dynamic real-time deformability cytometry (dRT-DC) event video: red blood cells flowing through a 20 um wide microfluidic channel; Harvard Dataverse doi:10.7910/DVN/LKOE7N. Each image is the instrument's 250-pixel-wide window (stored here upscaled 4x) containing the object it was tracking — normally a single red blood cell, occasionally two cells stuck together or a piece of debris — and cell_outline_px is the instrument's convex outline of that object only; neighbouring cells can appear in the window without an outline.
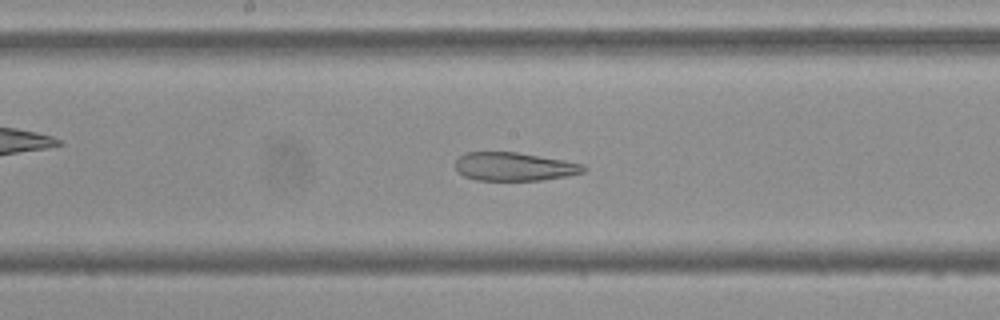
{"species": "Egyptian fruit bat (a non-hibernating species)", "species_latin": "Rousettus aegyptiacus", "temperature_condition": "cold", "stored_images_in_passage": 54, "camera_frame_rate_fps": 3000, "um_per_image_px": 0.085, "frame": {"image": 1, "passage_image": 27, "time_ms": 8.667, "image_size_px": [1000, 320], "cell_outline_px": [[588, 168], [584, 172], [568, 176], [540, 180], [476, 180], [464, 176], [456, 172], [456, 160], [464, 152], [516, 152], [564, 160], [584, 164]], "centroid_in_image_um": [43.72, 14.16], "position_along_channel_um": 204.5, "area_um2": 21.33}}
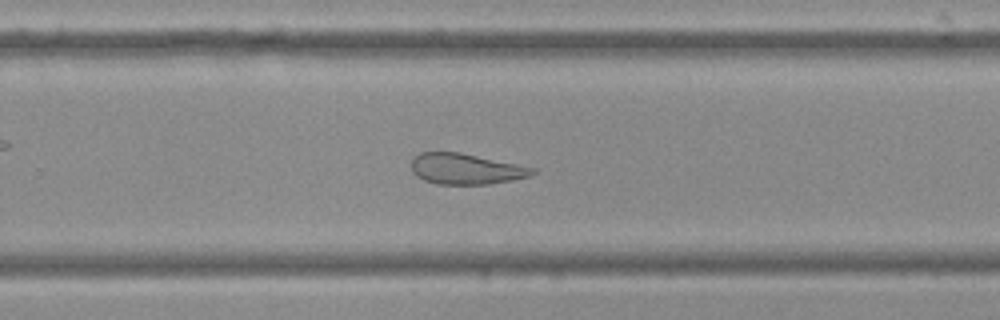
{"frame": {"image": 2, "passage_image": 34, "time_ms": 11.0, "image_size_px": [1000, 320], "cell_outline_px": [[536, 172], [532, 176], [512, 180], [488, 184], [436, 184], [424, 180], [416, 176], [412, 172], [412, 156], [420, 152], [460, 152], [536, 168]], "centroid_in_image_um": [39.59, 14.35], "position_along_channel_um": 290.2, "area_um2": 21.85}}
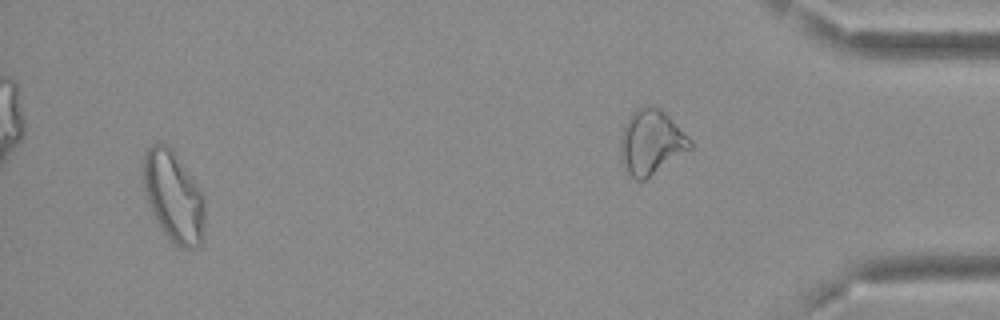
{"frame": {"image": 3, "passage_image": 51, "time_ms": 16.667, "image_size_px": [1000, 320], "cell_outline_px": [[204, 236], [200, 244], [196, 248], [180, 248], [160, 228], [152, 212], [144, 192], [144, 152], [152, 144], [168, 144], [172, 148], [192, 176], [200, 188], [204, 196]], "centroid_in_image_um": [14.77, 16.7], "position_along_channel_um": 420.4, "area_um2": 32.6}, "authors_computed_cell_mechanics": {"area_um2": 28.2931, "velocity_mm_per_s": 3.6817, "shape_relaxation_time_tau1_ms": null, "shape_relaxation_time_tau2_ms": 3.6083, "deformation_change_tau1": null, "deformation_change_tau2": 0.126}}